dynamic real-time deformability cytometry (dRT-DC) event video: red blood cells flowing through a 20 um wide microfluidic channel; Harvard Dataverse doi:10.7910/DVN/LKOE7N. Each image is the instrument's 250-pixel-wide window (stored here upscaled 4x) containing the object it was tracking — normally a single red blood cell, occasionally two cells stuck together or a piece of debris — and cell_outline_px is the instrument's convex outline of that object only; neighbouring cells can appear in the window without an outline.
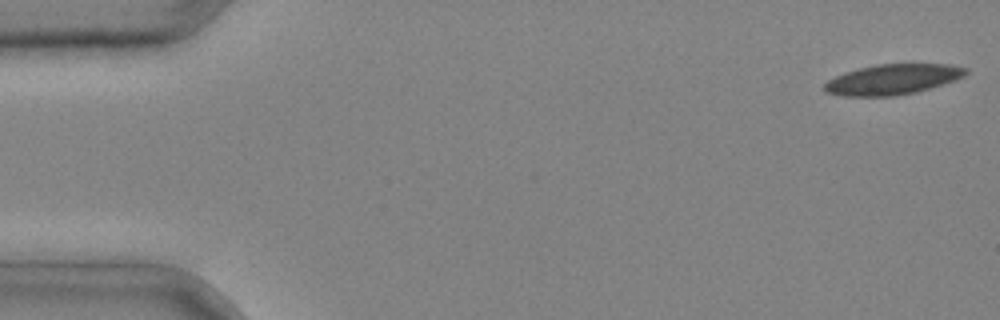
{"species": "common noctule bat (a hibernating species)", "species_latin": "Nyctalus noctula", "temperature_condition": "cold", "stored_images_in_passage": 4, "camera_frame_rate_fps": 3000, "um_per_image_px": 0.085, "animal": {"sex": "male", "body_mass_g": 20.4}, "frame": {"image": 1, "passage_image": 1, "time_ms": 0.0, "image_size_px": [1000, 320], "cell_outline_px": [[968, 72], [964, 76], [956, 80], [916, 92], [896, 96], [844, 96], [824, 92], [824, 84], [828, 80], [836, 76], [860, 68], [880, 64], [948, 64], [968, 68]], "centroid_in_image_um": [75.9, 6.75], "position_along_channel_um": 9.1, "area_um2": 24.85}}
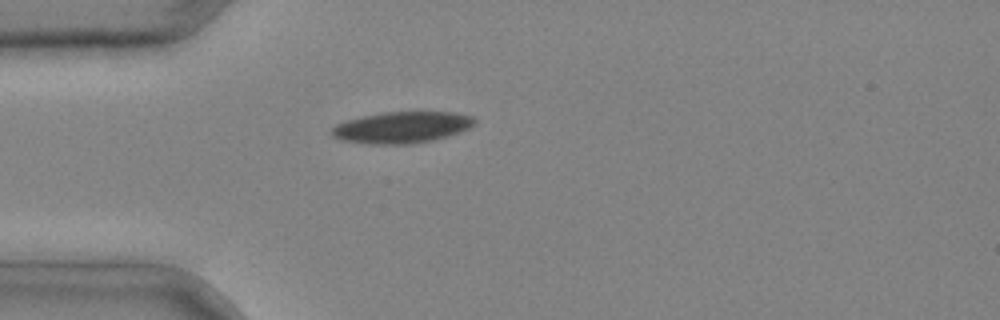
{"frame": {"image": 2, "passage_image": 4, "time_ms": 1.0, "image_size_px": [1000, 320], "cell_outline_px": [[476, 124], [472, 128], [448, 136], [432, 140], [408, 144], [368, 144], [340, 140], [332, 136], [332, 128], [336, 124], [348, 120], [364, 116], [384, 112], [456, 112], [472, 116], [476, 120]], "centroid_in_image_um": [34.2, 10.83], "position_along_channel_um": 50.8, "area_um2": 26.24}}